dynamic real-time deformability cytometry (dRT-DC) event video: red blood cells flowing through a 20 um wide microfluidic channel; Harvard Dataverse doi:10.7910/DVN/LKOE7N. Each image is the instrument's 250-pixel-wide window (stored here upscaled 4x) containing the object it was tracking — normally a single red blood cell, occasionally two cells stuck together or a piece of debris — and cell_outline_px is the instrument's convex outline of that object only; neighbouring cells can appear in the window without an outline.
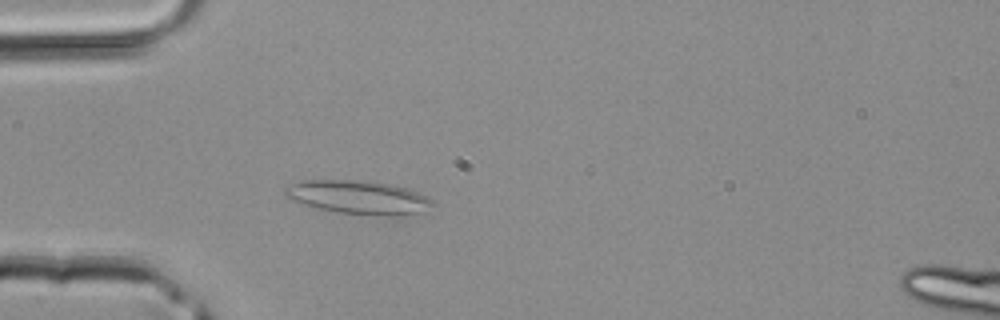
{"species": "common noctule bat (a hibernating species)", "species_latin": "Nyctalus noctula", "temperature_condition": "room temperature", "stored_images_in_passage": 40, "camera_frame_rate_fps": 3000, "um_per_image_px": 0.085, "animal": {"sex": "male", "body_mass_g": 20.4}, "frame": {"image": 1, "passage_image": 9, "time_ms": 2.667, "image_size_px": [1000, 320], "cell_outline_px": [[432, 204], [420, 212], [392, 216], [384, 216], [336, 212], [300, 204], [288, 200], [284, 196], [284, 188], [288, 184], [300, 180], [368, 180], [392, 184], [416, 192], [432, 200]], "centroid_in_image_um": [30.33, 16.75], "position_along_channel_um": 54.7, "area_um2": 28.96}}
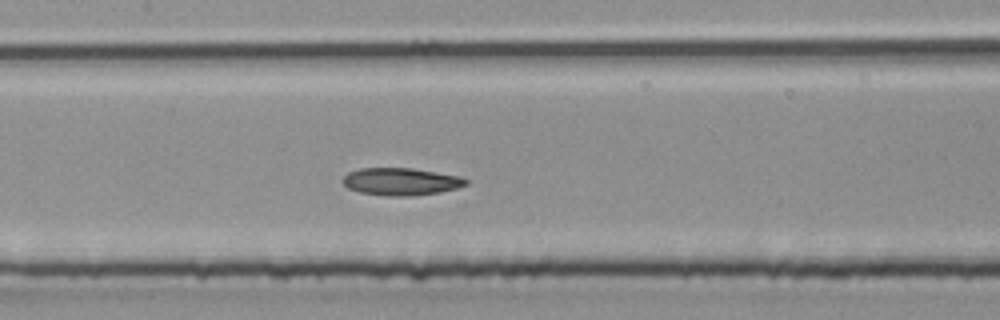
{"frame": {"image": 2, "passage_image": 17, "time_ms": 5.333, "image_size_px": [1000, 320], "cell_outline_px": [[468, 184], [456, 188], [440, 192], [416, 196], [384, 196], [360, 192], [348, 188], [344, 184], [344, 176], [348, 172], [360, 168], [412, 168], [460, 176], [468, 180]], "centroid_in_image_um": [34.09, 15.44], "position_along_channel_um": 173.3, "area_um2": 19.71}}
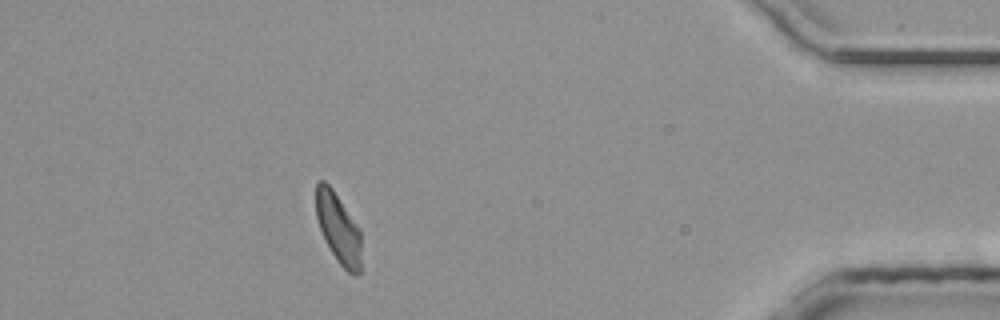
{"frame": {"image": 3, "passage_image": 35, "time_ms": 11.333, "image_size_px": [1000, 320], "cell_outline_px": [[360, 272], [356, 276], [352, 276], [336, 260], [320, 228], [316, 216], [316, 184], [320, 180], [324, 180], [332, 188], [360, 228]], "centroid_in_image_um": [28.77, 19.4], "position_along_channel_um": 406.4, "area_um2": 18.32}}